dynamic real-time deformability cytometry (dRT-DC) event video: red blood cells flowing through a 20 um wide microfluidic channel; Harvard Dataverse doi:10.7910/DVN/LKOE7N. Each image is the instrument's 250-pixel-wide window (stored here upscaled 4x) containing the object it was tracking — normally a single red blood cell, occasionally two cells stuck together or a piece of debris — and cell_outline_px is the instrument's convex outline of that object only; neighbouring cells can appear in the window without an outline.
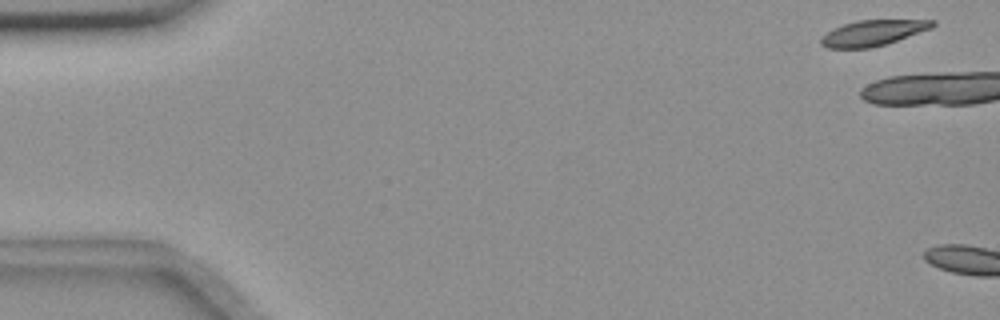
{"species": "common noctule bat (a hibernating species)", "species_latin": "Nyctalus noctula", "temperature_condition": "room temperature", "stored_images_in_passage": 6, "camera_frame_rate_fps": 3000, "um_per_image_px": 0.085, "animal": {"sex": "female", "body_mass_g": 18.4}, "frame": {"image": 1, "passage_image": 1, "time_ms": 0.0, "image_size_px": [1000, 320], "cell_outline_px": [[936, 24], [932, 28], [888, 44], [868, 48], [828, 48], [820, 44], [820, 40], [832, 28], [844, 24], [860, 20], [936, 20]], "centroid_in_image_um": [74.23, 2.8], "position_along_channel_um": 10.8, "area_um2": 16.65}}